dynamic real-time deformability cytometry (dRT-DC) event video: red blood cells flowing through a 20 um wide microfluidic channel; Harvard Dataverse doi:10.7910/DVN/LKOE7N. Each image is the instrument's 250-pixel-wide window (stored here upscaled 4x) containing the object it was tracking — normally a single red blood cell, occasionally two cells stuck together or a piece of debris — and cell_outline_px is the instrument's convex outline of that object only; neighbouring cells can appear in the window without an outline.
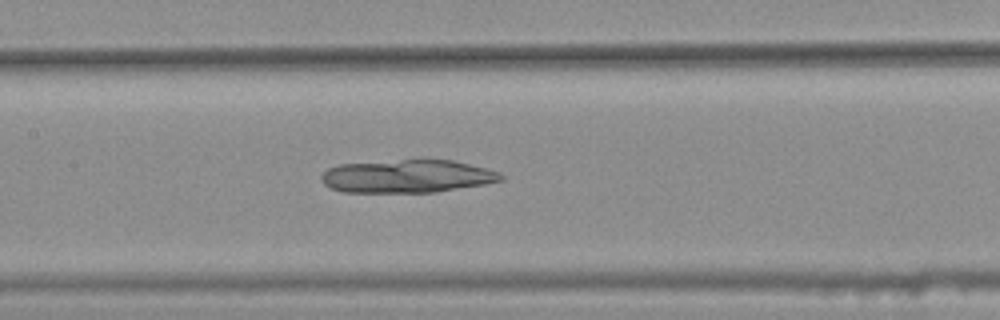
{"species": "common noctule bat (a hibernating species)", "species_latin": "Nyctalus noctula", "temperature_condition": "warm", "stored_images_in_passage": 43, "camera_frame_rate_fps": 3000, "um_per_image_px": 0.085, "animal": {"sex": "female", "body_mass_g": 25.1}, "frame": {"image": 1, "passage_image": 23, "time_ms": 7.333, "image_size_px": [1000, 320], "cell_outline_px": [[504, 180], [484, 184], [436, 192], [344, 192], [332, 188], [324, 184], [320, 180], [320, 176], [328, 168], [340, 164], [400, 160], [452, 160], [500, 172], [504, 176]], "centroid_in_image_um": [34.61, 14.99], "position_along_channel_um": 172.8, "area_um2": 34.33}}
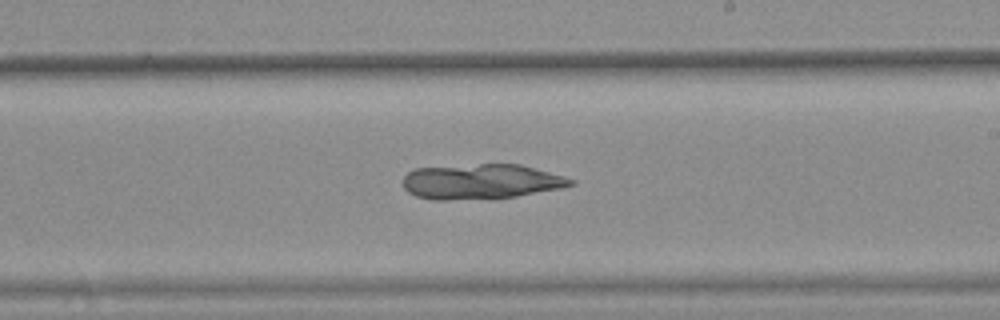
{"frame": {"image": 2, "passage_image": 29, "time_ms": 9.333, "image_size_px": [1000, 320], "cell_outline_px": [[576, 184], [560, 188], [496, 200], [432, 200], [416, 196], [408, 192], [404, 188], [404, 176], [408, 172], [416, 168], [480, 164], [520, 164], [564, 176], [576, 180]], "centroid_in_image_um": [40.91, 15.46], "position_along_channel_um": 248.1, "area_um2": 34.8}}
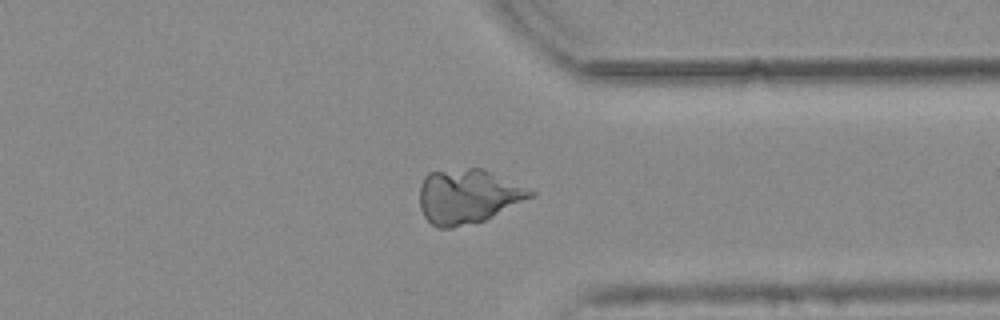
{"frame": {"image": 3, "passage_image": 39, "time_ms": 12.667, "image_size_px": [1000, 320], "cell_outline_px": [[536, 196], [484, 220], [452, 228], [436, 228], [424, 216], [420, 208], [420, 184], [424, 176], [428, 172], [468, 168], [484, 168], [536, 192]], "centroid_in_image_um": [39.77, 16.68], "position_along_channel_um": 371.6, "area_um2": 35.26}}